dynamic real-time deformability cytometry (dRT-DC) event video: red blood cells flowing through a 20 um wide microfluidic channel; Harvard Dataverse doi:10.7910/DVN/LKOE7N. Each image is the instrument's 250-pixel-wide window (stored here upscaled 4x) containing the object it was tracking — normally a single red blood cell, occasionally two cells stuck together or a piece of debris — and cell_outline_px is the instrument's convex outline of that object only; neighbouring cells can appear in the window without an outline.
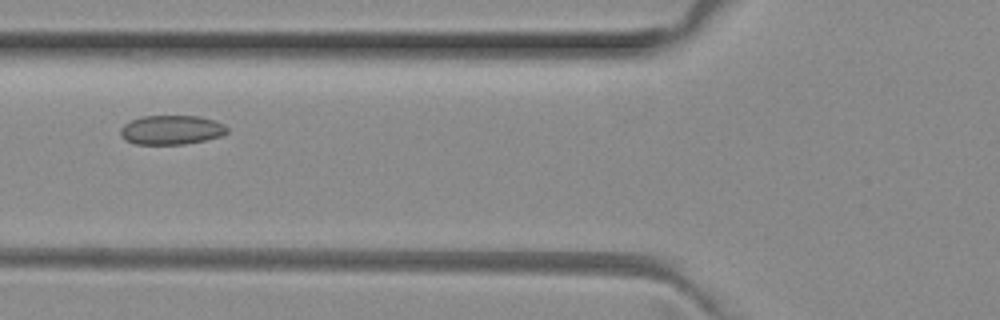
{"species": "common noctule bat (a hibernating species)", "species_latin": "Nyctalus noctula", "temperature_condition": "room temperature", "stored_images_in_passage": 4, "camera_frame_rate_fps": 3000, "um_per_image_px": 0.085, "animal": {"sex": "female", "body_mass_g": 29.2, "forearm_length_mm": 56.3}, "frame": {"image": 1, "passage_image": 3, "time_ms": 0.667, "image_size_px": [1000, 320], "cell_outline_px": [[228, 132], [220, 136], [204, 140], [184, 144], [136, 144], [124, 140], [120, 136], [120, 128], [124, 124], [140, 116], [200, 116], [216, 120], [224, 124], [228, 128]], "centroid_in_image_um": [14.56, 11.03], "position_along_channel_um": 111.2, "area_um2": 18.32}}
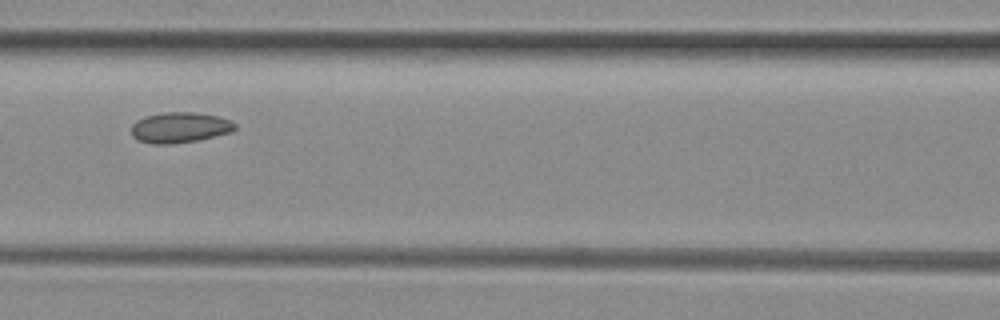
{"frame": {"image": 2, "passage_image": 4, "time_ms": 1.0, "image_size_px": [1000, 320], "cell_outline_px": [[236, 128], [232, 132], [200, 140], [172, 144], [152, 144], [136, 140], [132, 136], [132, 124], [136, 120], [144, 116], [160, 112], [196, 112], [220, 116], [236, 124]], "centroid_in_image_um": [15.27, 10.84], "position_along_channel_um": 151.3, "area_um2": 18.84}}